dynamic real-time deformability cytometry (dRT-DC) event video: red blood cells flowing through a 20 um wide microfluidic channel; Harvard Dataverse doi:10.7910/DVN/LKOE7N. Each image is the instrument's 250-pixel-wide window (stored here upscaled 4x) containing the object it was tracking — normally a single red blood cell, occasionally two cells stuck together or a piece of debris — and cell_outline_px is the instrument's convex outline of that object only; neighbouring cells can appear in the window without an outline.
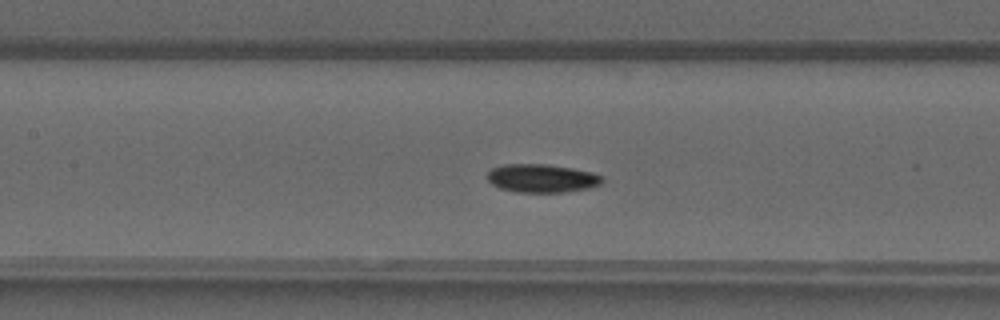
{"species": "common noctule bat (a hibernating species)", "species_latin": "Nyctalus noctula", "temperature_condition": "warm", "stored_images_in_passage": 47, "camera_frame_rate_fps": 3000, "um_per_image_px": 0.085, "animal": {"sex": "male", "forearm_length_mm": 52.5}, "frame": {"image": 1, "passage_image": 21, "time_ms": 6.667, "image_size_px": [1000, 320], "cell_outline_px": [[604, 180], [600, 184], [588, 188], [564, 192], [516, 192], [500, 188], [492, 184], [488, 180], [488, 172], [492, 168], [508, 164], [548, 164], [572, 168], [592, 172], [604, 176]], "centroid_in_image_um": [46.08, 15.15], "position_along_channel_um": 161.3, "area_um2": 18.96}}
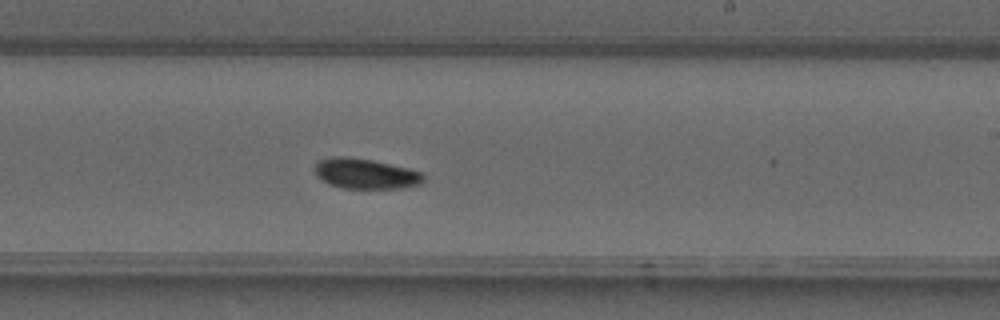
{"frame": {"image": 2, "passage_image": 28, "time_ms": 9.0, "image_size_px": [1000, 320], "cell_outline_px": [[424, 184], [404, 188], [344, 188], [328, 184], [316, 176], [316, 164], [320, 160], [332, 156], [340, 156], [372, 160], [408, 168], [424, 172]], "centroid_in_image_um": [31.13, 14.77], "position_along_channel_um": 257.9, "area_um2": 19.25}}
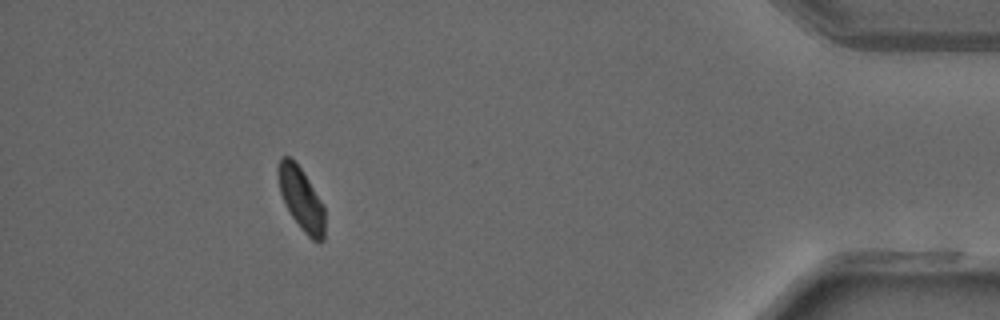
{"frame": {"image": 3, "passage_image": 43, "time_ms": 14.0, "image_size_px": [1000, 320], "cell_outline_px": [[324, 240], [312, 240], [304, 232], [292, 216], [280, 192], [276, 172], [276, 168], [280, 156], [288, 156], [300, 168], [324, 204]], "centroid_in_image_um": [25.58, 16.87], "position_along_channel_um": 409.6, "area_um2": 16.82}, "authors_computed_cell_mechanics": {"area_um2": 18.1492, "velocity_mm_per_s": 4.1573, "shape_relaxation_time_tau1_ms": 3.0195, "shape_relaxation_time_tau2_ms": null, "deformation_change_tau1": 0.1052, "deformation_change_tau2": null}}